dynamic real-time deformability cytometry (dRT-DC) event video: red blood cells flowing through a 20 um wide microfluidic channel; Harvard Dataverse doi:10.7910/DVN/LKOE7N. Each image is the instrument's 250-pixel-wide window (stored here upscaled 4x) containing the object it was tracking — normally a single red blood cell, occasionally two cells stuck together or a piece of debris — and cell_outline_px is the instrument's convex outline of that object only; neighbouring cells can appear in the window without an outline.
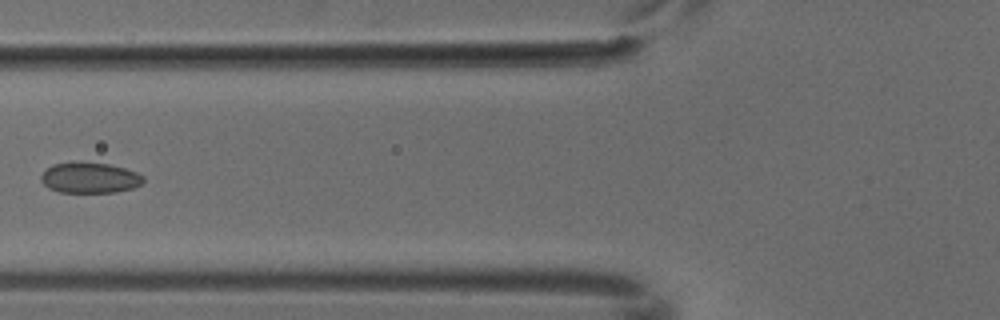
{"species": "common noctule bat (a hibernating species)", "species_latin": "Nyctalus noctula", "temperature_condition": "cold", "stored_images_in_passage": 6, "camera_frame_rate_fps": 3000, "um_per_image_px": 0.085, "animal": {"sex": "male", "body_mass_g": 18.8}, "frame": {"image": 1, "passage_image": 6, "time_ms": 1.667, "image_size_px": [1000, 320], "cell_outline_px": [[144, 180], [140, 184], [132, 188], [116, 192], [60, 192], [48, 188], [40, 180], [40, 176], [52, 164], [108, 164], [124, 168], [136, 172], [144, 176]], "centroid_in_image_um": [7.64, 15.14], "position_along_channel_um": 118.2, "area_um2": 17.69}}